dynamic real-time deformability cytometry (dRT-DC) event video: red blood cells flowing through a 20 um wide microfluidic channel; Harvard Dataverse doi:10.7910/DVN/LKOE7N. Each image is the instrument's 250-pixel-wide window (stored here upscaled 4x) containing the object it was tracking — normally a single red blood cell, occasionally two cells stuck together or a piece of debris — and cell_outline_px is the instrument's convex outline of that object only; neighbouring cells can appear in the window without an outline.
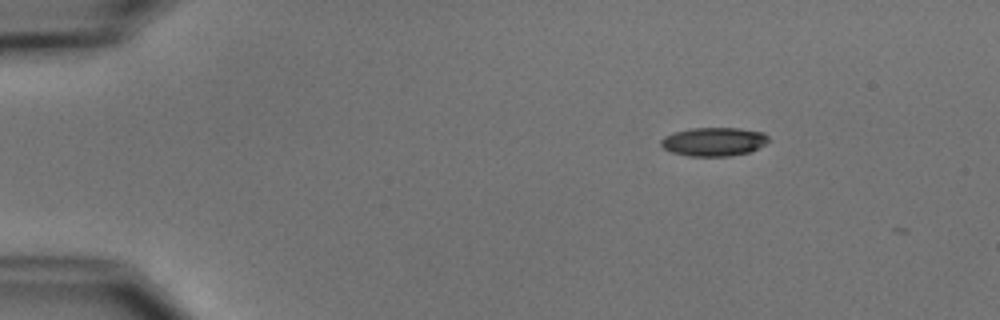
{"species": "common noctule bat (a hibernating species)", "species_latin": "Nyctalus noctula", "temperature_condition": "cold", "stored_images_in_passage": 6, "camera_frame_rate_fps": 3000, "um_per_image_px": 0.085, "animal": {"sex": "male", "body_mass_g": 15.6}, "frame": {"image": 1, "passage_image": 1, "time_ms": 0.0, "image_size_px": [1000, 320], "cell_outline_px": [[768, 140], [764, 144], [748, 152], [728, 156], [688, 156], [672, 152], [664, 148], [660, 144], [660, 140], [664, 136], [672, 132], [692, 128], [740, 128], [764, 132], [768, 136]], "centroid_in_image_um": [60.63, 12.03], "position_along_channel_um": 24.4, "area_um2": 17.92}}